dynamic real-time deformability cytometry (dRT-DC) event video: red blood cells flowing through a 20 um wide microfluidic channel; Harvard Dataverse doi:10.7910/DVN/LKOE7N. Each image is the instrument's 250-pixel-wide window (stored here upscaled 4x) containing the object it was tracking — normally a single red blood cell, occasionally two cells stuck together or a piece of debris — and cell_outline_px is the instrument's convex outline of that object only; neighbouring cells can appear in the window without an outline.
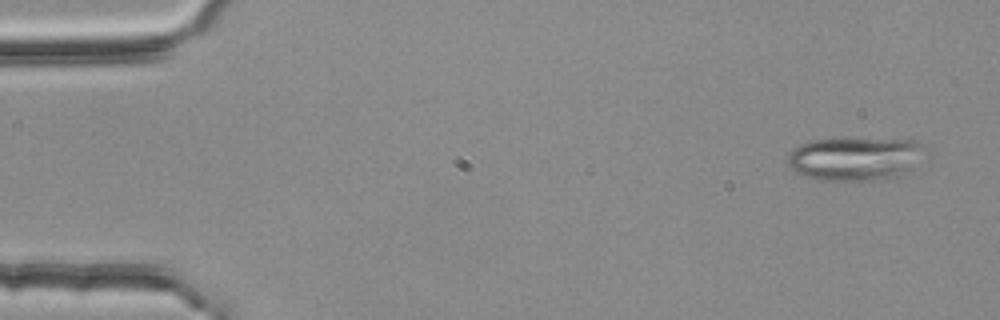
{"species": "common noctule bat (a hibernating species)", "species_latin": "Nyctalus noctula", "temperature_condition": "room temperature", "stored_images_in_passage": 14, "camera_frame_rate_fps": 3000, "um_per_image_px": 0.085, "animal": {"sex": "female", "body_mass_g": 25.1}, "frame": {"image": 1, "passage_image": 3, "time_ms": 0.667, "image_size_px": [1000, 320], "cell_outline_px": [[920, 144], [908, 172], [896, 176], [868, 180], [820, 180], [796, 172], [788, 164], [788, 152], [792, 148], [800, 144], [812, 140], [844, 136], [916, 140]], "centroid_in_image_um": [72.52, 13.43], "position_along_channel_um": 12.5, "area_um2": 34.56}}